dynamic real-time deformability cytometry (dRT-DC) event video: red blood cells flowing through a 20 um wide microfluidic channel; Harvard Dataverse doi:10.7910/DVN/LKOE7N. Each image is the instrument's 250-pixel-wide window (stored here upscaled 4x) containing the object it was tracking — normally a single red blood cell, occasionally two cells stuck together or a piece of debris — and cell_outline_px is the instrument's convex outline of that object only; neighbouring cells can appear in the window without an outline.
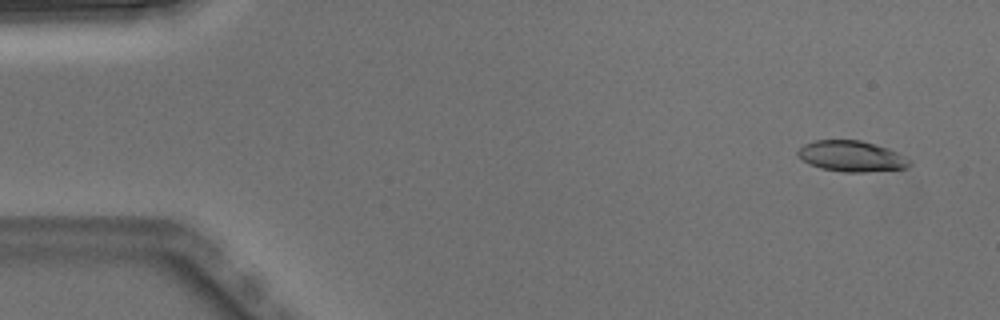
{"species": "Egyptian fruit bat (a non-hibernating species)", "species_latin": "Rousettus aegyptiacus", "temperature_condition": "warm", "stored_images_in_passage": 4, "camera_frame_rate_fps": 3000, "um_per_image_px": 0.085, "animal": {"sex": "male"}, "frame": {"image": 1, "passage_image": 1, "time_ms": 0.0, "image_size_px": [1000, 320], "cell_outline_px": [[912, 164], [908, 168], [864, 172], [844, 172], [820, 168], [808, 164], [796, 152], [804, 144], [816, 140], [860, 140], [888, 148], [912, 160]], "centroid_in_image_um": [72.41, 13.28], "position_along_channel_um": 12.6, "area_um2": 20.06}}
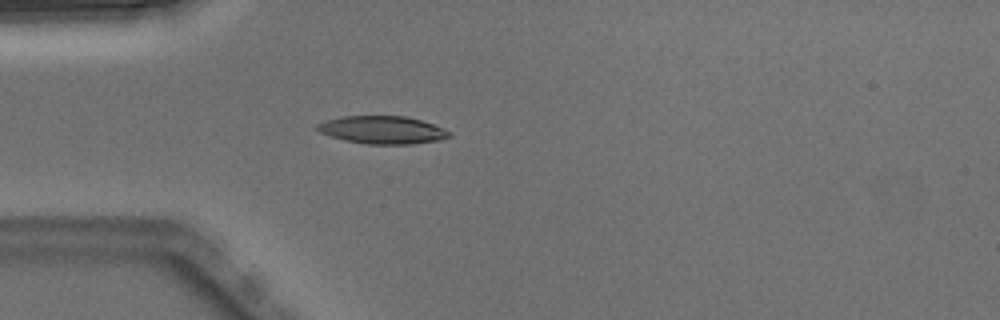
{"frame": {"image": 2, "passage_image": 4, "time_ms": 1.0, "image_size_px": [1000, 320], "cell_outline_px": [[452, 136], [440, 140], [408, 144], [368, 144], [344, 140], [320, 132], [316, 128], [316, 124], [324, 120], [340, 116], [404, 116], [420, 120], [432, 124], [452, 132]], "centroid_in_image_um": [32.49, 11.04], "position_along_channel_um": 52.5, "area_um2": 21.33}}